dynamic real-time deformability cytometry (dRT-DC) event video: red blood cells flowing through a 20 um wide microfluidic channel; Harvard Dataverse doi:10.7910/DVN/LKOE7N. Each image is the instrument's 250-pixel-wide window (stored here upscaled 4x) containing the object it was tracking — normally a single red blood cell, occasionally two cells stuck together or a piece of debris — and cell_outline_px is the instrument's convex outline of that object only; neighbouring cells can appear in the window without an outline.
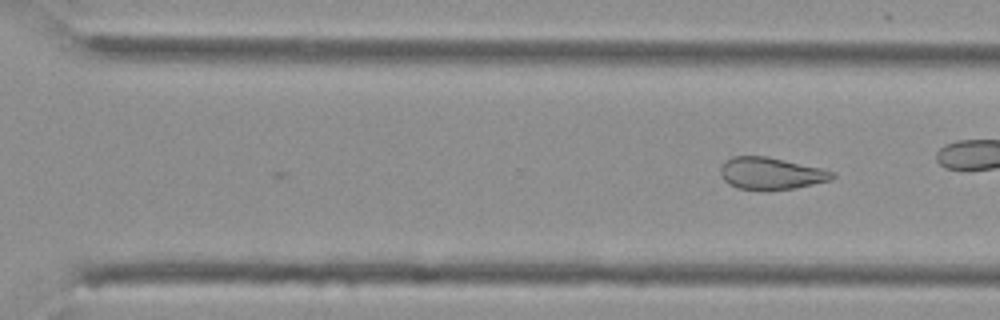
{"species": "Egyptian fruit bat (a non-hibernating species)", "species_latin": "Rousettus aegyptiacus", "temperature_condition": "cold", "stored_images_in_passage": 34, "camera_frame_rate_fps": 3000, "um_per_image_px": 0.085, "animal": {"sex": "female"}, "frame": {"image": 1, "passage_image": 34, "time_ms": 11.0, "image_size_px": [1000, 320], "cell_outline_px": [[836, 176], [832, 180], [796, 188], [768, 192], [736, 188], [728, 184], [724, 180], [720, 172], [720, 168], [724, 160], [732, 156], [764, 156], [784, 160], [820, 168], [836, 172]], "centroid_in_image_um": [65.52, 14.77], "position_along_channel_um": 305.1, "area_um2": 21.39}}